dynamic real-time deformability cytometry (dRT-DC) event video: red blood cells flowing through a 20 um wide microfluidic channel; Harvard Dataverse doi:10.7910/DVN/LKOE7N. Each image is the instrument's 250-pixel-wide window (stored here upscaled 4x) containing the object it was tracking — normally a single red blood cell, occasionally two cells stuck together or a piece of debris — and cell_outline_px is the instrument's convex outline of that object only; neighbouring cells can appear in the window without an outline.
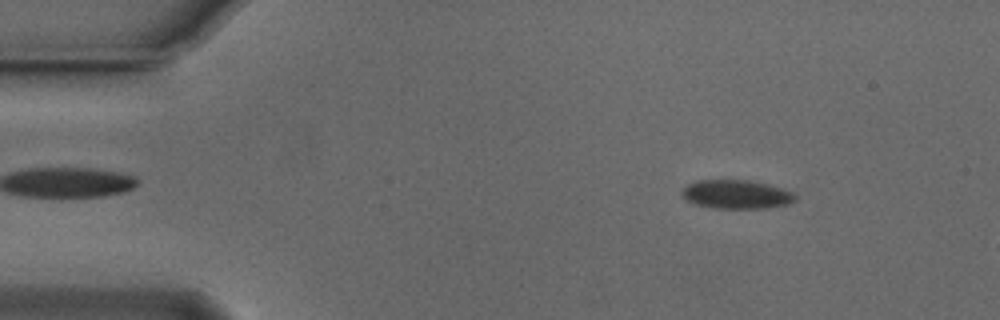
{"species": "Egyptian fruit bat (a non-hibernating species)", "species_latin": "Rousettus aegyptiacus", "temperature_condition": "cold", "stored_images_in_passage": 14, "camera_frame_rate_fps": 3000, "um_per_image_px": 0.085, "animal": {"sex": "male"}, "frame": {"image": 1, "passage_image": 7, "time_ms": 2.0, "image_size_px": [1000, 320], "cell_outline_px": [[796, 200], [788, 204], [764, 208], [712, 208], [696, 204], [684, 200], [680, 196], [680, 192], [688, 184], [696, 180], [748, 180], [768, 184], [784, 188], [792, 192], [796, 196]], "centroid_in_image_um": [62.56, 16.52], "position_along_channel_um": 22.4, "area_um2": 19.19}}